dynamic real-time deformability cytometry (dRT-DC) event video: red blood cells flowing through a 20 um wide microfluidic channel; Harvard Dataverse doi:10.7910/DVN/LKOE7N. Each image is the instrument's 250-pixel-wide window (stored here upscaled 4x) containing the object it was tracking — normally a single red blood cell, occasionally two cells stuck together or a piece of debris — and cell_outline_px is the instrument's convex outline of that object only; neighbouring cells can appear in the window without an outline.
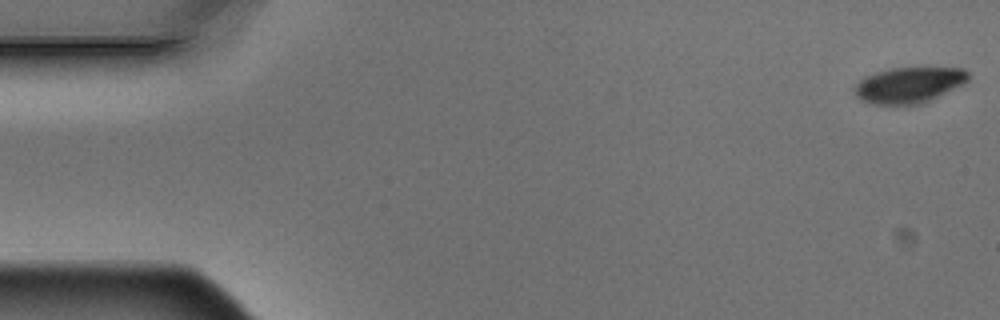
{"species": "Egyptian fruit bat (a non-hibernating species)", "species_latin": "Rousettus aegyptiacus", "temperature_condition": "warm", "stored_images_in_passage": 4, "camera_frame_rate_fps": 3000, "um_per_image_px": 0.085, "animal": {"sex": "male"}, "frame": {"image": 1, "passage_image": 1, "time_ms": 0.0, "image_size_px": [1000, 320], "cell_outline_px": [[968, 80], [964, 84], [920, 104], [872, 104], [860, 100], [856, 96], [852, 88], [864, 76], [876, 72], [892, 68], [964, 68], [968, 72]], "centroid_in_image_um": [77.22, 7.22], "position_along_channel_um": 7.8, "area_um2": 23.64}}
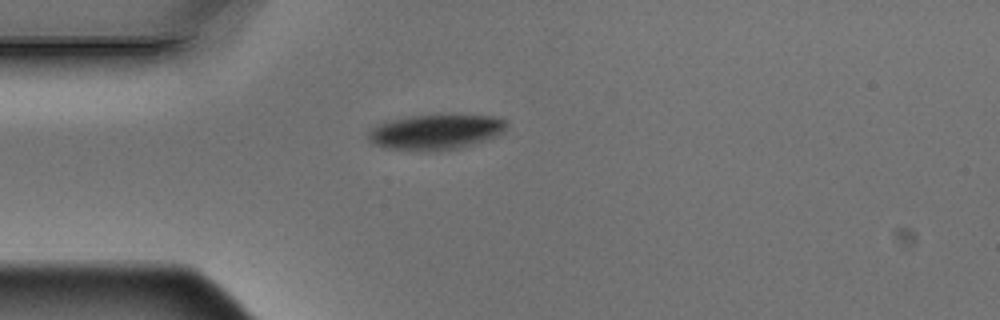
{"frame": {"image": 2, "passage_image": 4, "time_ms": 1.0, "image_size_px": [1000, 320], "cell_outline_px": [[504, 128], [496, 136], [460, 148], [432, 152], [384, 148], [372, 144], [368, 140], [368, 128], [384, 120], [412, 116], [492, 116], [504, 120]], "centroid_in_image_um": [36.88, 11.24], "position_along_channel_um": 48.1, "area_um2": 28.21}}